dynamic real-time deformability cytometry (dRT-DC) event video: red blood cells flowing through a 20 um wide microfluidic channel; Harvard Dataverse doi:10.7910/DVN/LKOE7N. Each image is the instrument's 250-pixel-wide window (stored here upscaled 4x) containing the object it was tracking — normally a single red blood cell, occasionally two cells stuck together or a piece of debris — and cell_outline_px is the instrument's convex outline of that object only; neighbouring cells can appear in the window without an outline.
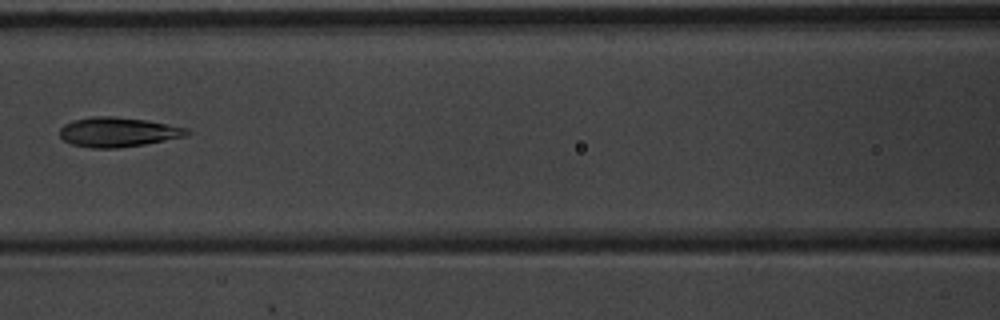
{"species": "common noctule bat (a hibernating species)", "species_latin": "Nyctalus noctula", "temperature_condition": "warm", "stored_images_in_passage": 6, "camera_frame_rate_fps": 3000, "um_per_image_px": 0.085, "animal": {"sex": "male", "body_mass_g": 20.1, "forearm_length_mm": 53.5}, "frame": {"image": 1, "passage_image": 6, "time_ms": 1.667, "image_size_px": [1000, 320], "cell_outline_px": [[192, 132], [188, 136], [144, 144], [116, 148], [92, 148], [72, 144], [64, 140], [60, 136], [60, 128], [64, 124], [72, 120], [92, 116], [112, 116], [144, 120], [188, 128]], "centroid_in_image_um": [10.03, 11.22], "position_along_channel_um": 156.6, "area_um2": 21.91}}